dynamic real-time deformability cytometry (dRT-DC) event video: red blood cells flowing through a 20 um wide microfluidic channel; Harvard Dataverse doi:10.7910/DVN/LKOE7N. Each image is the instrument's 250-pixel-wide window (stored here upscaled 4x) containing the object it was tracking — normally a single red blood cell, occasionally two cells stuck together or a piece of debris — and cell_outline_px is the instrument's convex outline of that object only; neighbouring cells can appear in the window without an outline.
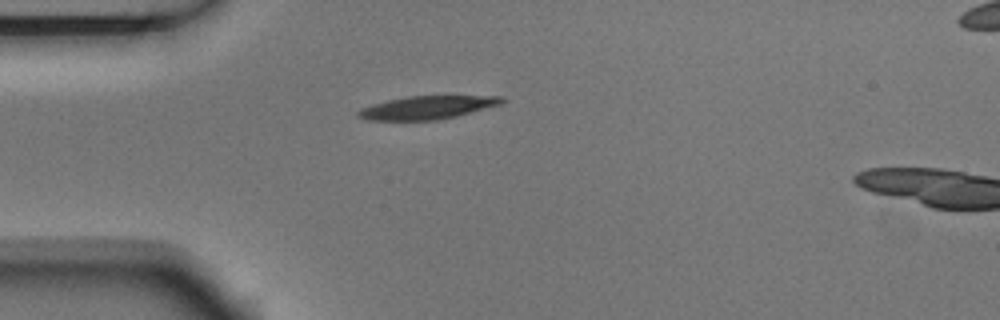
{"species": "Egyptian fruit bat (a non-hibernating species)", "species_latin": "Rousettus aegyptiacus", "temperature_condition": "room temperature", "stored_images_in_passage": 2, "camera_frame_rate_fps": 3000, "um_per_image_px": 0.085, "animal": {"sex": "male"}, "frame": {"image": 1, "passage_image": 1, "time_ms": 0.0, "image_size_px": [1000, 320], "cell_outline_px": [[504, 100], [500, 104], [456, 116], [436, 120], [368, 120], [356, 116], [356, 112], [360, 108], [372, 104], [388, 100], [408, 96], [504, 96]], "centroid_in_image_um": [36.25, 9.14], "position_along_channel_um": 48.7, "area_um2": 19.25}}